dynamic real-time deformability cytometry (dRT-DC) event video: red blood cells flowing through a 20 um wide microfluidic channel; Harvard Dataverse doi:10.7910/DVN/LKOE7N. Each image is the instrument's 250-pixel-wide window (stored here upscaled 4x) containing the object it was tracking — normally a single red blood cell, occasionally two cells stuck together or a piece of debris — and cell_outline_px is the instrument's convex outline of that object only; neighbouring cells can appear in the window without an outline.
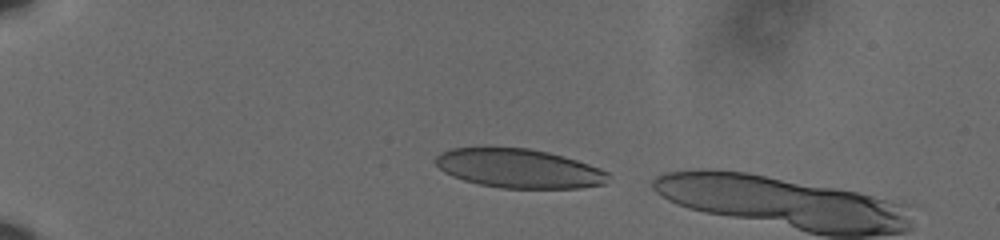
{"species": "human", "species_latin": "Homo sapiens", "temperature_condition": "cold", "stored_images_in_passage": 7, "camera_frame_rate_fps": 3000, "um_per_image_px": 0.085, "donor": {"sex": "male"}, "frame": {"image": 1, "passage_image": 3, "time_ms": 0.667, "image_size_px": [1000, 240], "cell_outline_px": [[608, 176], [604, 184], [580, 188], [500, 188], [480, 184], [464, 180], [452, 176], [444, 172], [436, 164], [436, 156], [440, 152], [452, 148], [528, 148], [548, 152], [564, 156], [600, 168], [608, 172]], "centroid_in_image_um": [44.1, 14.32], "position_along_channel_um": 40.9, "area_um2": 39.07}}